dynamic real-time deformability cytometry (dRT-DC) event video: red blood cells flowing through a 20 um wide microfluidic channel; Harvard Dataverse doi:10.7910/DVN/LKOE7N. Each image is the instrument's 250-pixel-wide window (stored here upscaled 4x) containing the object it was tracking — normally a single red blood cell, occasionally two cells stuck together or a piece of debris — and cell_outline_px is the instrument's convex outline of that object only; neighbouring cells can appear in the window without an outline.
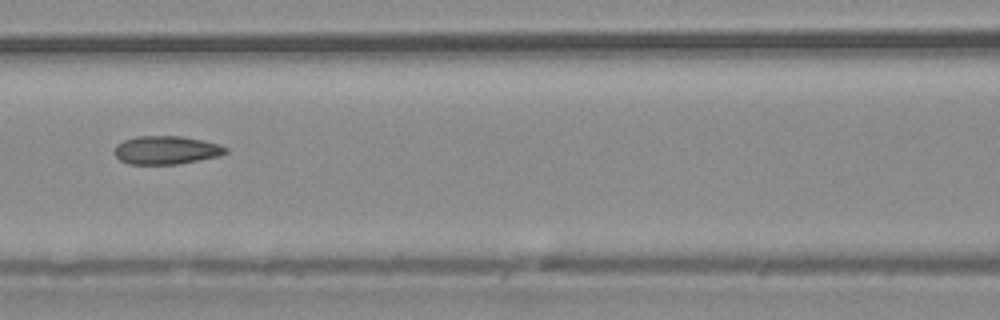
{"species": "common noctule bat (a hibernating species)", "species_latin": "Nyctalus noctula", "temperature_condition": "warm", "stored_images_in_passage": 6, "camera_frame_rate_fps": 3000, "um_per_image_px": 0.085, "animal": {"sex": "male", "body_mass_g": 20.4}, "frame": {"image": 1, "passage_image": 6, "time_ms": 1.667, "image_size_px": [1000, 320], "cell_outline_px": [[228, 152], [220, 156], [176, 164], [128, 164], [120, 160], [116, 156], [116, 144], [124, 140], [136, 136], [180, 136], [220, 144], [228, 148]], "centroid_in_image_um": [14.15, 12.76], "position_along_channel_um": 152.5, "area_um2": 18.26}}